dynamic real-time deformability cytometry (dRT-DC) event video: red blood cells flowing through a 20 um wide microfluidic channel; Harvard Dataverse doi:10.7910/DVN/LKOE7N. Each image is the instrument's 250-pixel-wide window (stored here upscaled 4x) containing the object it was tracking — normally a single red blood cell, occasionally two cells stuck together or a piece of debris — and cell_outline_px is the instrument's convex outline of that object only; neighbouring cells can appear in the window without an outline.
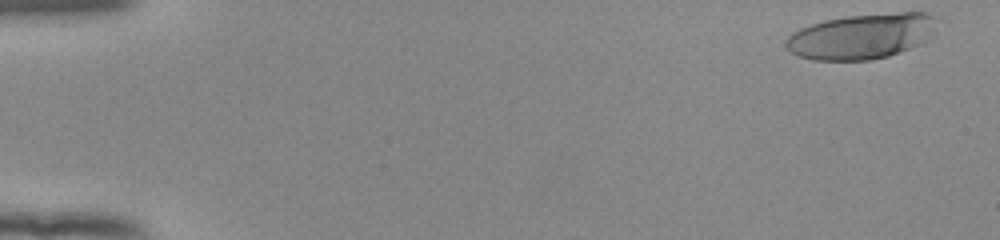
{"species": "human", "species_latin": "Homo sapiens", "temperature_condition": "room temperature", "stored_images_in_passage": 52, "camera_frame_rate_fps": 3000, "um_per_image_px": 0.085, "donor": {"sex": "female"}, "frame": {"image": 1, "passage_image": 1, "time_ms": 0.0, "image_size_px": [1000, 240], "cell_outline_px": [[932, 32], [928, 40], [888, 56], [872, 60], [812, 60], [796, 56], [784, 48], [784, 40], [792, 32], [800, 28], [824, 20], [848, 16], [900, 12], [924, 12], [932, 16]], "centroid_in_image_um": [73.12, 3.1], "position_along_channel_um": 11.9, "area_um2": 39.59}}
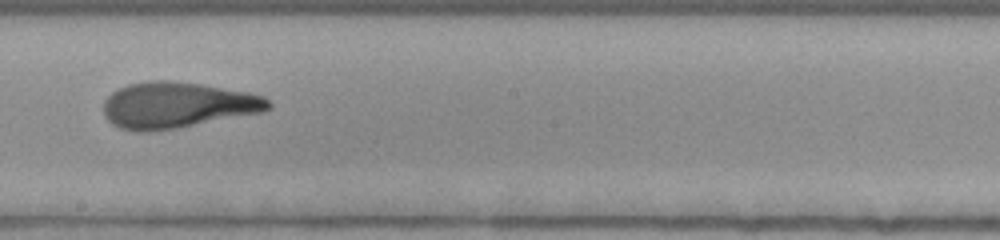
{"frame": {"image": 2, "passage_image": 30, "time_ms": 9.667, "image_size_px": [1000, 240], "cell_outline_px": [[272, 108], [264, 112], [176, 128], [148, 132], [136, 132], [120, 128], [112, 124], [104, 116], [104, 100], [112, 92], [128, 84], [148, 80], [168, 80], [200, 84], [248, 92], [264, 96], [272, 104]], "centroid_in_image_um": [15.07, 8.94], "position_along_channel_um": 233.1, "area_um2": 44.39}}
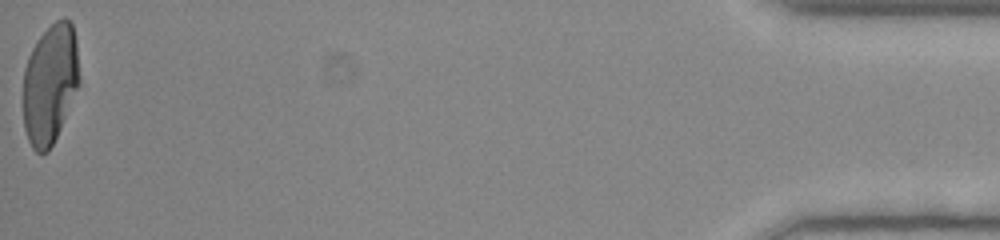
{"frame": {"image": 3, "passage_image": 52, "time_ms": 17.0, "image_size_px": [1000, 240], "cell_outline_px": [[80, 84], [60, 128], [48, 152], [36, 152], [32, 148], [28, 140], [24, 128], [24, 68], [28, 56], [36, 40], [56, 20], [68, 20], [72, 24], [76, 40], [80, 76]], "centroid_in_image_um": [4.26, 7.13], "position_along_channel_um": 430.9, "area_um2": 39.13}, "authors_computed_cell_mechanics": {"area_um2": 42.5697, "velocity_mm_per_s": 3.9219, "shape_relaxation_time_tau1_ms": 5.8739, "shape_relaxation_time_tau2_ms": 1.7014, "deformation_change_tau1": 0.2726, "deformation_change_tau2": 0.0981}}